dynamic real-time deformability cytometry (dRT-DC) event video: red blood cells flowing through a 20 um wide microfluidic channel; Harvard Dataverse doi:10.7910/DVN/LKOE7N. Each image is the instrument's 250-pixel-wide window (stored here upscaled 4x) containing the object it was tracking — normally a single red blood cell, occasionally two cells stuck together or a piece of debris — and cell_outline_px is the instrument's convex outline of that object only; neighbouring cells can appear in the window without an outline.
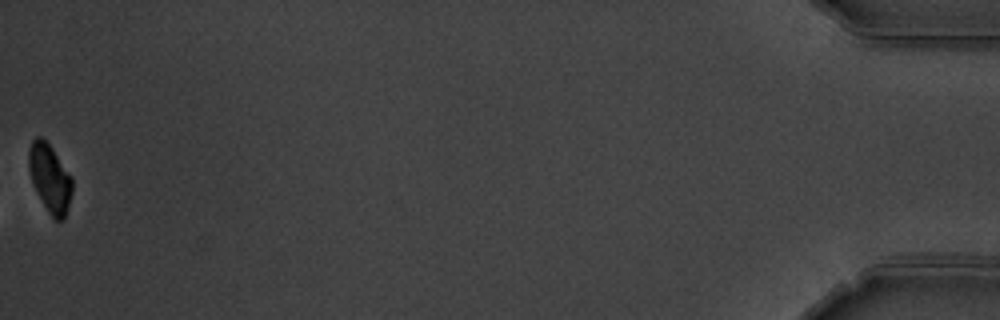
{"species": "common noctule bat (a hibernating species)", "species_latin": "Nyctalus noctula", "temperature_condition": "warm", "stored_images_in_passage": 44, "camera_frame_rate_fps": 3000, "um_per_image_px": 0.085, "animal": {"sex": "male", "body_mass_g": 19.5, "forearm_length_mm": 54.6}, "frame": {"image": 1, "passage_image": 44, "time_ms": 14.333, "image_size_px": [1000, 320], "cell_outline_px": [[72, 192], [64, 220], [56, 220], [48, 212], [32, 180], [28, 168], [28, 152], [32, 140], [36, 136], [40, 136], [52, 148], [72, 176]], "centroid_in_image_um": [4.25, 15.12], "position_along_channel_um": 431.0, "area_um2": 16.94}, "authors_computed_cell_mechanics": {"area_um2": 19.5075, "velocity_mm_per_s": 3.539, "shape_relaxation_time_tau1_ms": 2.4882, "shape_relaxation_time_tau2_ms": null, "deformation_change_tau1": 0.1238, "deformation_change_tau2": null}}